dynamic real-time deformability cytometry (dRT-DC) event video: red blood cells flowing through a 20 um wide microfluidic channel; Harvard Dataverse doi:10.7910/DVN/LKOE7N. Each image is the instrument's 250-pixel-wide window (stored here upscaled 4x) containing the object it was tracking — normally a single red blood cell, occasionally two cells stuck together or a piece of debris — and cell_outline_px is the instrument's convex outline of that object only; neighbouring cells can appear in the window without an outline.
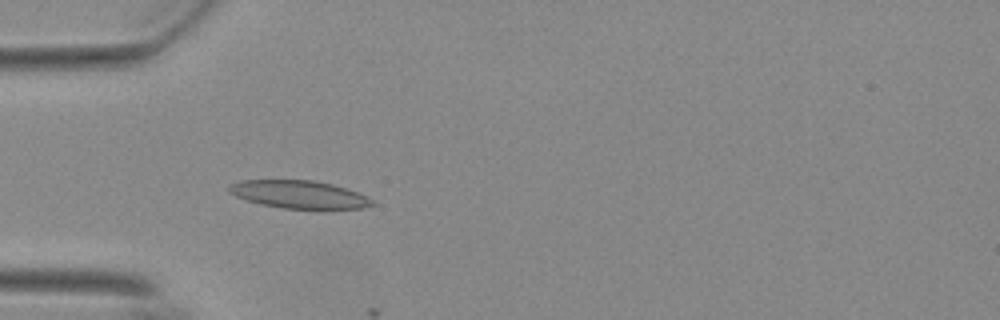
{"species": "Egyptian fruit bat (a non-hibernating species)", "species_latin": "Rousettus aegyptiacus", "temperature_condition": "warm", "stored_images_in_passage": 11, "camera_frame_rate_fps": 3000, "um_per_image_px": 0.085, "animal": {"sex": "female"}, "frame": {"image": 1, "passage_image": 9, "time_ms": 2.667, "image_size_px": [1000, 320], "cell_outline_px": [[376, 204], [360, 208], [324, 212], [284, 208], [260, 204], [236, 196], [228, 192], [228, 188], [232, 184], [240, 180], [312, 180], [332, 184], [368, 196]], "centroid_in_image_um": [25.5, 16.57], "position_along_channel_um": 59.5, "area_um2": 23.93}}